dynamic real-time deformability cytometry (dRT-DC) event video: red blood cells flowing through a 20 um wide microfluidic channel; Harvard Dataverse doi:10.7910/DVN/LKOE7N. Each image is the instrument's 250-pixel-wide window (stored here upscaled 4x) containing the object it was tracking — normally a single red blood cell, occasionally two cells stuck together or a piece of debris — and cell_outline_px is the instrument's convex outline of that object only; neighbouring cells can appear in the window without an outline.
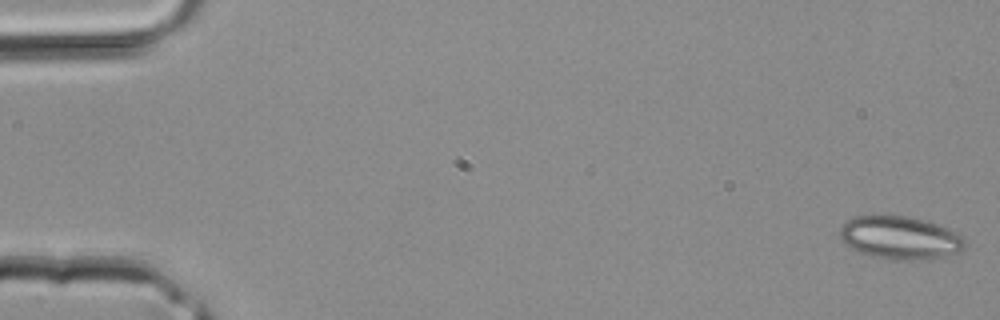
{"species": "common noctule bat (a hibernating species)", "species_latin": "Nyctalus noctula", "temperature_condition": "room temperature", "stored_images_in_passage": 42, "camera_frame_rate_fps": 3000, "um_per_image_px": 0.085, "animal": {"sex": "male", "body_mass_g": 20.4}, "frame": {"image": 1, "passage_image": 1, "time_ms": 0.0, "image_size_px": [1000, 320], "cell_outline_px": [[968, 244], [964, 248], [956, 252], [940, 256], [908, 260], [884, 260], [868, 256], [852, 248], [840, 236], [840, 228], [848, 220], [856, 216], [908, 216], [936, 224], [960, 232], [964, 236]], "centroid_in_image_um": [76.54, 20.21], "position_along_channel_um": 8.5, "area_um2": 31.15}}
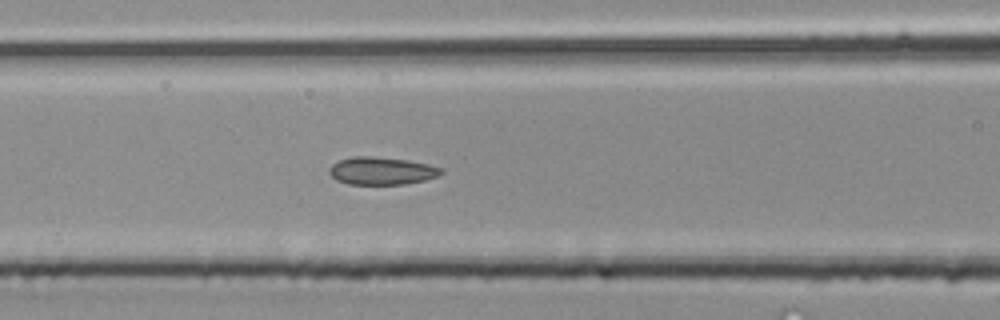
{"frame": {"image": 2, "passage_image": 18, "time_ms": 5.667, "image_size_px": [1000, 320], "cell_outline_px": [[444, 172], [436, 176], [424, 180], [404, 184], [348, 184], [336, 180], [328, 172], [328, 168], [336, 160], [352, 156], [372, 156], [408, 160], [444, 168]], "centroid_in_image_um": [32.39, 14.51], "position_along_channel_um": 134.2, "area_um2": 18.15}}
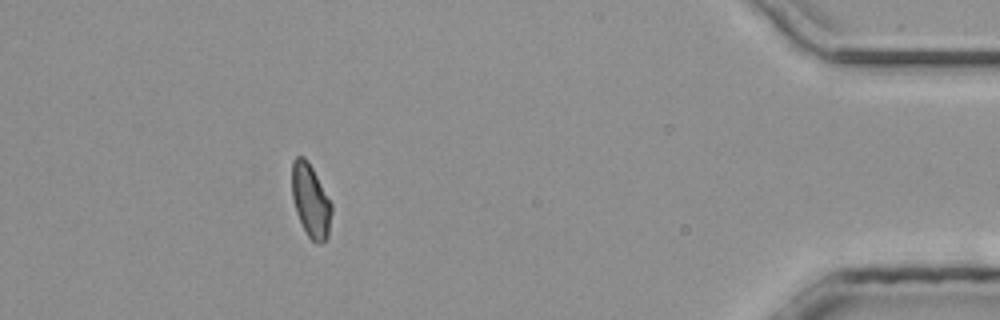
{"frame": {"image": 3, "passage_image": 38, "time_ms": 12.333, "image_size_px": [1000, 320], "cell_outline_px": [[332, 212], [328, 236], [320, 244], [312, 240], [308, 236], [296, 212], [292, 196], [292, 160], [296, 156], [304, 156], [308, 160], [332, 204]], "centroid_in_image_um": [26.4, 17.03], "position_along_channel_um": 408.8, "area_um2": 16.82}}